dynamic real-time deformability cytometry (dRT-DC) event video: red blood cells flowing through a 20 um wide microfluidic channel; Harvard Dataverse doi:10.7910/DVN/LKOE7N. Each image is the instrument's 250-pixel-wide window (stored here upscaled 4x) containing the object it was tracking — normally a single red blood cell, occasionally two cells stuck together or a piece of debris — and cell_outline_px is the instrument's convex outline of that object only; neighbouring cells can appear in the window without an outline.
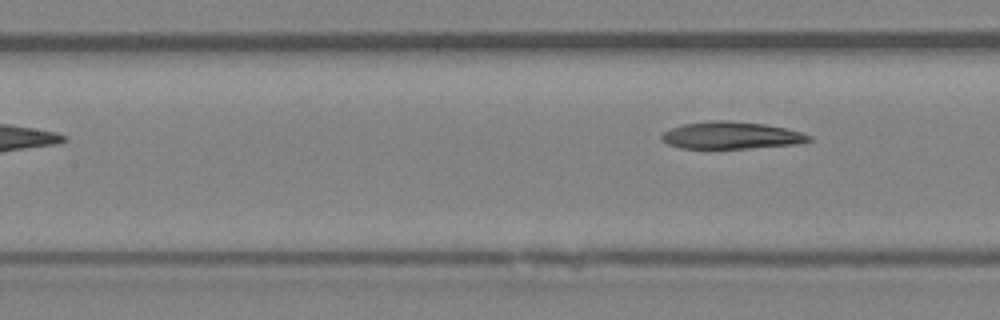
{"species": "Egyptian fruit bat (a non-hibernating species)", "species_latin": "Rousettus aegyptiacus", "temperature_condition": "room temperature", "stored_images_in_passage": 7, "camera_frame_rate_fps": 3000, "um_per_image_px": 0.085, "animal": {"sex": "female"}, "frame": {"image": 1, "passage_image": 7, "time_ms": 8.0, "image_size_px": [1000, 320], "cell_outline_px": [[812, 140], [796, 144], [748, 148], [680, 148], [668, 144], [660, 140], [660, 136], [664, 132], [672, 128], [684, 124], [712, 120], [724, 120], [764, 124], [784, 128], [800, 132], [812, 136]], "centroid_in_image_um": [62.13, 11.51], "position_along_channel_um": 145.3, "area_um2": 23.12}}